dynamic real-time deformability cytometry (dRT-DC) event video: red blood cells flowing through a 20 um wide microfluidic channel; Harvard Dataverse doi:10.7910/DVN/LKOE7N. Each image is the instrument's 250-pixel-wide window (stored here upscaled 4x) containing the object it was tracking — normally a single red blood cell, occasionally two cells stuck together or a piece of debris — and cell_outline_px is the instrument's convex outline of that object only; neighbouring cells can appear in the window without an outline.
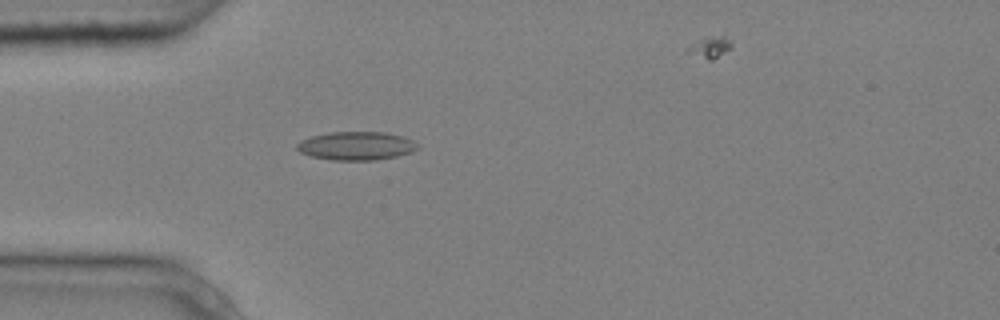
{"species": "common noctule bat (a hibernating species)", "species_latin": "Nyctalus noctula", "temperature_condition": "cold", "stored_images_in_passage": 5, "camera_frame_rate_fps": 3000, "um_per_image_px": 0.085, "animal": {"sex": "male", "body_mass_g": 20.4}, "frame": {"image": 1, "passage_image": 4, "time_ms": 1.0, "image_size_px": [1000, 320], "cell_outline_px": [[420, 148], [412, 152], [396, 156], [376, 160], [332, 160], [312, 156], [300, 152], [296, 148], [296, 144], [300, 140], [312, 136], [328, 132], [384, 132], [404, 136], [412, 140]], "centroid_in_image_um": [30.28, 12.39], "position_along_channel_um": 54.7, "area_um2": 20.06}}